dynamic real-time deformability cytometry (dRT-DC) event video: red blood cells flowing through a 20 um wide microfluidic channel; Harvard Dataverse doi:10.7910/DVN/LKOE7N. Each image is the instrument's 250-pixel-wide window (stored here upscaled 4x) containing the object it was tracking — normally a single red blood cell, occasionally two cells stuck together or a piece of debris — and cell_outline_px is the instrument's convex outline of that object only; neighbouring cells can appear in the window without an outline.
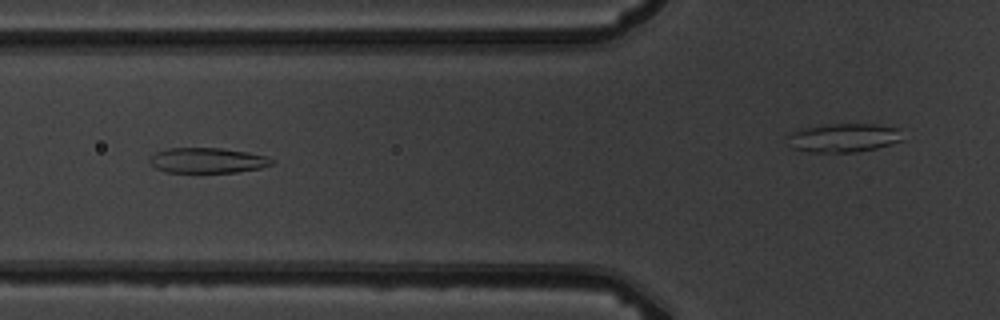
{"species": "common noctule bat (a hibernating species)", "species_latin": "Nyctalus noctula", "temperature_condition": "warm", "stored_images_in_passage": 10, "camera_frame_rate_fps": 3000, "um_per_image_px": 0.085, "animal": {"sex": "male", "body_mass_g": 19.5, "forearm_length_mm": 54.6}, "frame": {"image": 1, "passage_image": 4, "time_ms": 4.333, "image_size_px": [1000, 320], "cell_outline_px": [[272, 164], [260, 168], [236, 172], [164, 172], [156, 168], [148, 160], [156, 152], [168, 148], [220, 148], [248, 152], [268, 156], [272, 160]], "centroid_in_image_um": [17.63, 13.63], "position_along_channel_um": 108.2, "area_um2": 17.86}}
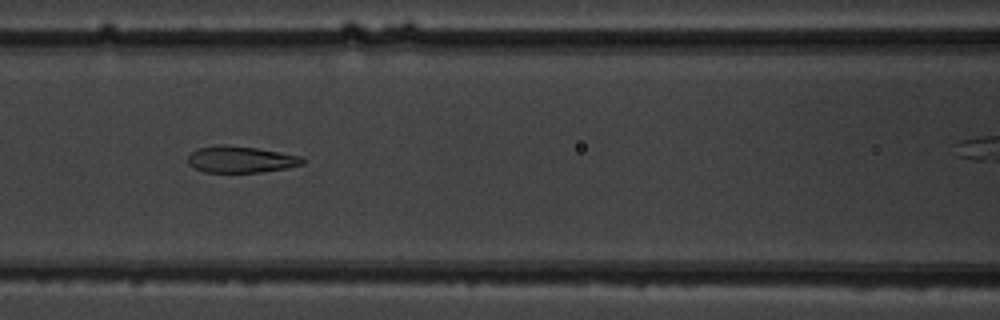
{"frame": {"image": 2, "passage_image": 5, "time_ms": 5.333, "image_size_px": [1000, 320], "cell_outline_px": [[304, 164], [288, 168], [260, 172], [204, 172], [188, 164], [188, 156], [196, 148], [216, 144], [220, 144], [256, 148], [300, 156], [304, 160]], "centroid_in_image_um": [20.44, 13.55], "position_along_channel_um": 146.2, "area_um2": 17.69}}
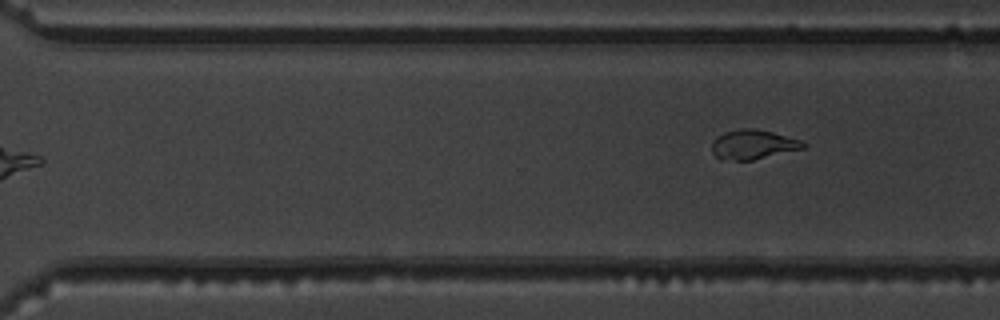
{"frame": {"image": 3, "passage_image": 10, "time_ms": 11.333, "image_size_px": [1000, 320], "cell_outline_px": [[808, 144], [804, 148], [752, 160], [720, 160], [712, 152], [712, 140], [716, 136], [724, 132], [740, 128], [752, 128], [772, 132], [800, 140]], "centroid_in_image_um": [63.97, 12.28], "position_along_channel_um": 306.6, "area_um2": 15.72}}